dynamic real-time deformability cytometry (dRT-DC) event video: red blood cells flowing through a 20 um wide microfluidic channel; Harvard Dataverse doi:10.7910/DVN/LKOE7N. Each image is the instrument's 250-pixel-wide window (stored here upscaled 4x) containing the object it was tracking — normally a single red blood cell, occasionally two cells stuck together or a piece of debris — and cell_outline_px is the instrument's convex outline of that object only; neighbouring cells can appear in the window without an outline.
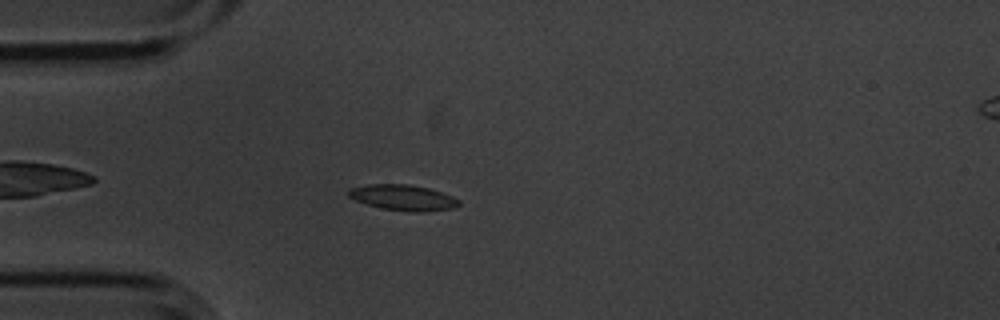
{"species": "common noctule bat (a hibernating species)", "species_latin": "Nyctalus noctula", "temperature_condition": "cold", "stored_images_in_passage": 3, "camera_frame_rate_fps": 3000, "um_per_image_px": 0.085, "animal": {"sex": "male", "body_mass_g": 20.1, "forearm_length_mm": 53.5}, "frame": {"image": 1, "passage_image": 2, "time_ms": 0.333, "image_size_px": [1000, 320], "cell_outline_px": [[460, 204], [456, 208], [424, 212], [416, 212], [380, 208], [356, 200], [348, 196], [348, 188], [368, 184], [408, 184], [428, 188], [452, 196], [460, 200]], "centroid_in_image_um": [34.27, 16.79], "position_along_channel_um": 50.7, "area_um2": 16.53}}